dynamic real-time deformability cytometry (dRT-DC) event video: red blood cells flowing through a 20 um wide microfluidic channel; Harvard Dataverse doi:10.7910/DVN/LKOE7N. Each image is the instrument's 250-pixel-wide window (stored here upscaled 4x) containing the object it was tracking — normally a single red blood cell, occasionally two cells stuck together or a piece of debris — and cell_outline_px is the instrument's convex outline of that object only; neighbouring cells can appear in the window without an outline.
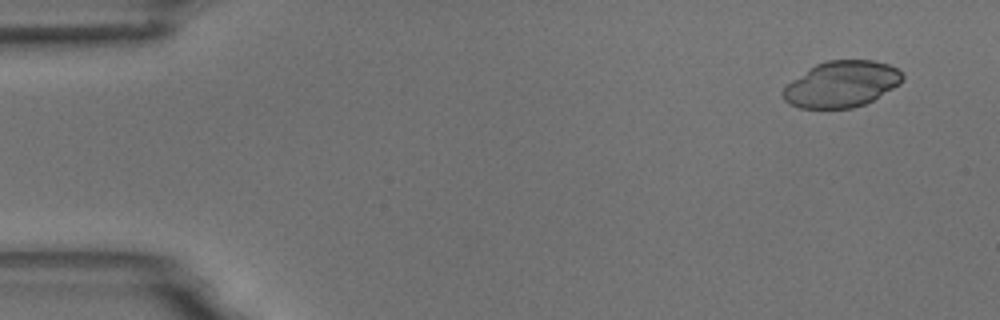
{"species": "common noctule bat (a hibernating species)", "species_latin": "Nyctalus noctula", "temperature_condition": "room temperature", "stored_images_in_passage": 6, "camera_frame_rate_fps": 3000, "um_per_image_px": 0.085, "animal": {"sex": "male", "body_mass_g": 18.8}, "frame": {"image": 1, "passage_image": 1, "time_ms": 0.0, "image_size_px": [1000, 320], "cell_outline_px": [[904, 80], [900, 84], [872, 100], [864, 104], [852, 108], [800, 108], [788, 104], [784, 100], [780, 92], [792, 80], [808, 68], [816, 64], [828, 60], [872, 60], [888, 64], [896, 68], [904, 76]], "centroid_in_image_um": [71.51, 7.15], "position_along_channel_um": 13.5, "area_um2": 32.14}}